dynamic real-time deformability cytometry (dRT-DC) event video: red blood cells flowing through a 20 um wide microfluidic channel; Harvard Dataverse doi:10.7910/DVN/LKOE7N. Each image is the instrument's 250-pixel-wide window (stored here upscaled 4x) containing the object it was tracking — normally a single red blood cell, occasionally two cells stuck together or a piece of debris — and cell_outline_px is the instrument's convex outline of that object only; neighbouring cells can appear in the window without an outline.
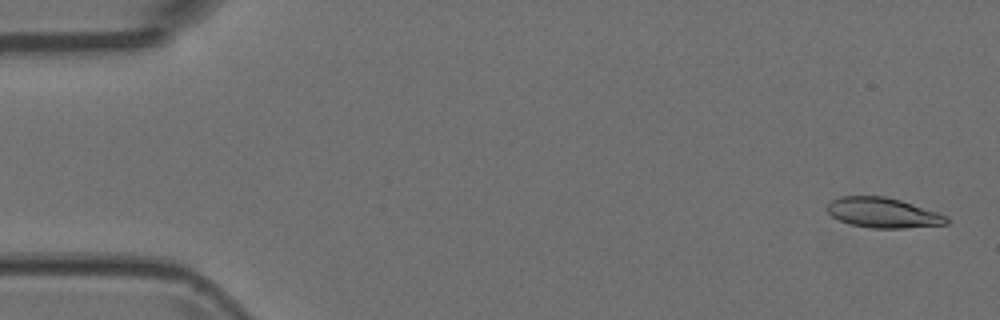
{"species": "Egyptian fruit bat (a non-hibernating species)", "species_latin": "Rousettus aegyptiacus", "temperature_condition": "room temperature", "stored_images_in_passage": 5, "camera_frame_rate_fps": 3000, "um_per_image_px": 0.085, "animal": {"sex": "female"}, "frame": {"image": 1, "passage_image": 1, "time_ms": 0.0, "image_size_px": [1000, 320], "cell_outline_px": [[948, 224], [904, 228], [872, 228], [852, 224], [840, 220], [832, 216], [824, 208], [832, 200], [840, 196], [884, 196], [900, 200], [948, 216]], "centroid_in_image_um": [75.03, 18.08], "position_along_channel_um": 10.0, "area_um2": 20.75}}
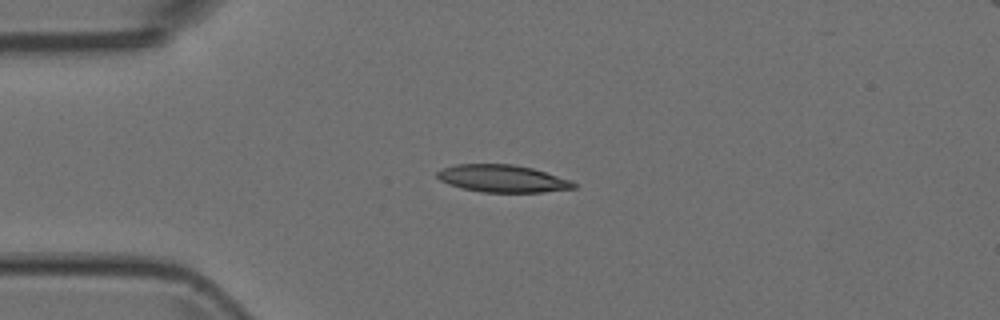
{"frame": {"image": 2, "passage_image": 4, "time_ms": 1.0, "image_size_px": [1000, 320], "cell_outline_px": [[576, 188], [544, 192], [484, 192], [460, 188], [448, 184], [440, 180], [436, 176], [436, 172], [444, 168], [456, 164], [512, 164], [532, 168], [572, 180], [576, 184]], "centroid_in_image_um": [42.71, 15.18], "position_along_channel_um": 42.3, "area_um2": 21.79}}